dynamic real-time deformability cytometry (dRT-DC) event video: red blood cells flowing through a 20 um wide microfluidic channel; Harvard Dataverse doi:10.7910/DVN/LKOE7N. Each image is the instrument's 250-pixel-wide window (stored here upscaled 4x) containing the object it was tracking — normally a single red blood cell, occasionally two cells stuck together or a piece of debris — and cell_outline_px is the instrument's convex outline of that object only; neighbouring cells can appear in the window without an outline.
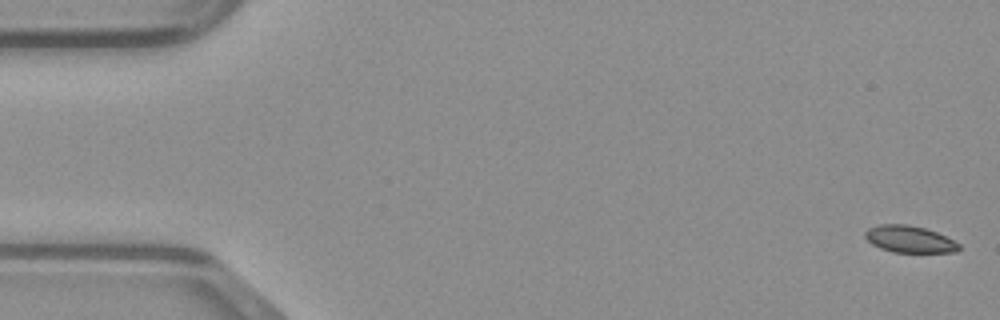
{"species": "common noctule bat (a hibernating species)", "species_latin": "Nyctalus noctula", "temperature_condition": "warm", "stored_images_in_passage": 49, "camera_frame_rate_fps": 3000, "um_per_image_px": 0.085, "animal": {"sex": "male", "body_mass_g": 23.1, "forearm_length_mm": 52.7}, "frame": {"image": 1, "passage_image": 1, "time_ms": 0.0, "image_size_px": [1000, 320], "cell_outline_px": [[960, 248], [956, 252], [892, 252], [880, 248], [872, 244], [864, 236], [864, 232], [868, 228], [880, 224], [908, 224], [924, 228], [936, 232], [960, 244]], "centroid_in_image_um": [77.27, 20.33], "position_along_channel_um": 7.7, "area_um2": 14.62}}
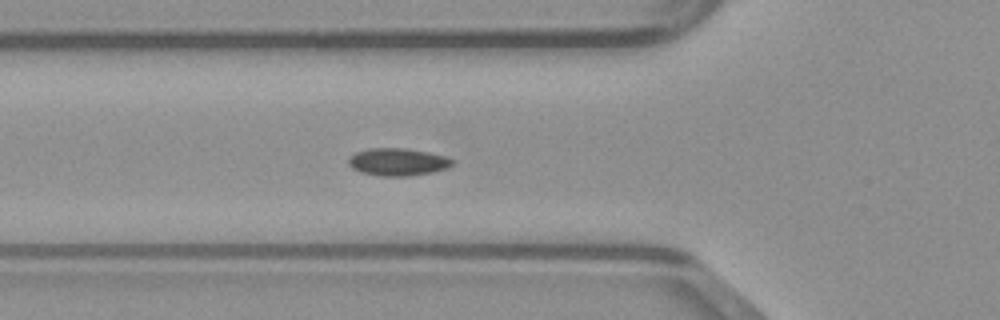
{"frame": {"image": 2, "passage_image": 17, "time_ms": 5.333, "image_size_px": [1000, 320], "cell_outline_px": [[456, 160], [448, 168], [432, 172], [408, 176], [380, 176], [360, 172], [352, 168], [348, 164], [348, 156], [356, 152], [368, 148], [404, 148], [428, 152], [444, 156]], "centroid_in_image_um": [33.79, 13.76], "position_along_channel_um": 92.0, "area_um2": 16.76}}
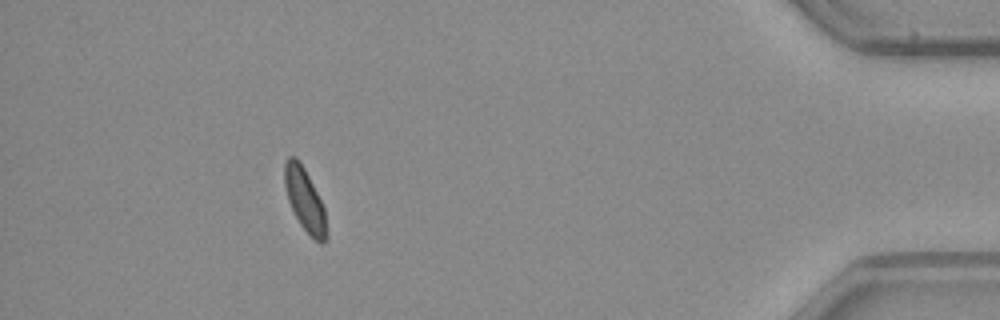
{"frame": {"image": 3, "passage_image": 44, "time_ms": 14.333, "image_size_px": [1000, 320], "cell_outline_px": [[328, 236], [324, 244], [320, 244], [300, 224], [288, 200], [284, 184], [284, 164], [288, 156], [296, 156], [300, 160], [324, 208], [328, 232]], "centroid_in_image_um": [25.91, 16.98], "position_along_channel_um": 409.3, "area_um2": 15.26}}